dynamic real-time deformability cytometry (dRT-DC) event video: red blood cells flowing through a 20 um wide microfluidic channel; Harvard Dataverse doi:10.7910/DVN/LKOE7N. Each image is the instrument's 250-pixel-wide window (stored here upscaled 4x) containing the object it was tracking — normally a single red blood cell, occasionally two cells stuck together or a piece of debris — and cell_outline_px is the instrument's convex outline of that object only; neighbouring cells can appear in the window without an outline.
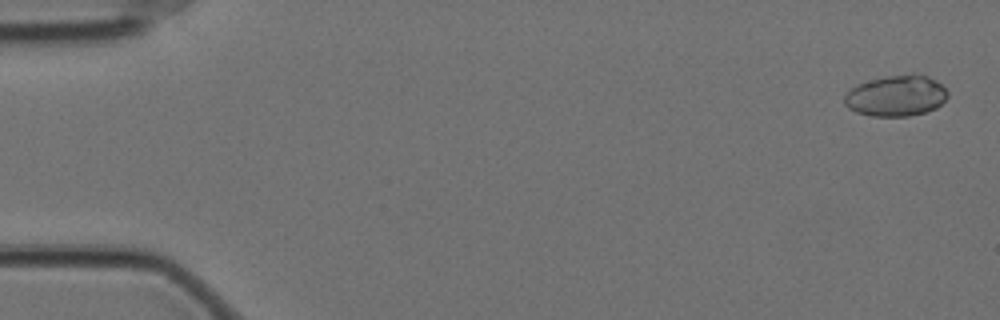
{"species": "Egyptian fruit bat (a non-hibernating species)", "species_latin": "Rousettus aegyptiacus", "temperature_condition": "cold", "stored_images_in_passage": 58, "camera_frame_rate_fps": 3000, "um_per_image_px": 0.085, "animal": {"sex": "female"}, "frame": {"image": 1, "passage_image": 2, "time_ms": 0.333, "image_size_px": [1000, 320], "cell_outline_px": [[948, 96], [936, 108], [924, 112], [908, 116], [872, 116], [856, 112], [848, 108], [844, 104], [844, 96], [856, 84], [884, 76], [912, 72], [928, 76], [936, 80], [948, 92]], "centroid_in_image_um": [76.17, 8.12], "position_along_channel_um": 8.8, "area_um2": 24.85}}
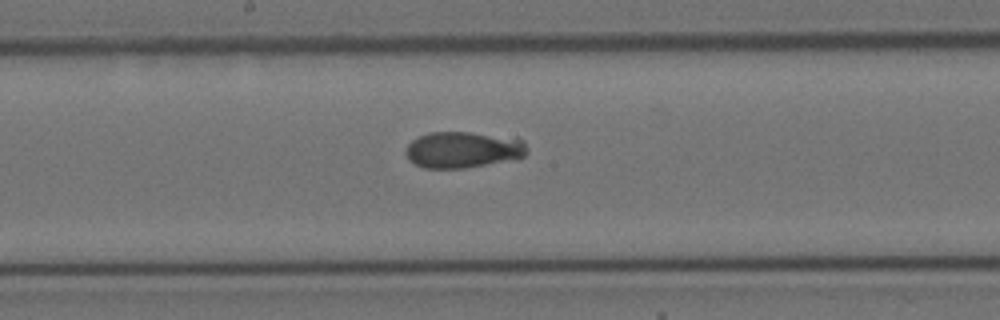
{"frame": {"image": 2, "passage_image": 31, "time_ms": 10.0, "image_size_px": [1000, 320], "cell_outline_px": [[528, 152], [524, 156], [516, 160], [464, 168], [424, 168], [408, 160], [404, 152], [408, 144], [412, 140], [428, 132], [472, 132], [516, 136], [524, 140], [528, 148]], "centroid_in_image_um": [39.43, 12.71], "position_along_channel_um": 208.8, "area_um2": 26.41}}
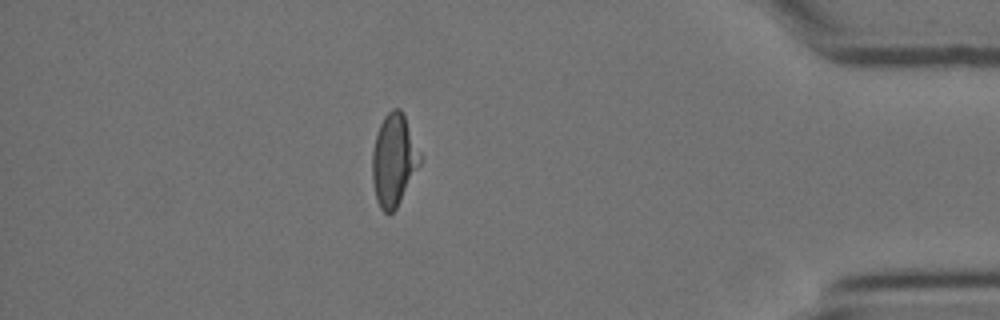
{"frame": {"image": 3, "passage_image": 51, "time_ms": 16.667, "image_size_px": [1000, 320], "cell_outline_px": [[424, 156], [420, 164], [396, 208], [388, 216], [380, 208], [376, 200], [372, 180], [372, 152], [376, 136], [380, 124], [384, 116], [392, 108], [400, 108], [404, 112]], "centroid_in_image_um": [33.5, 13.56], "position_along_channel_um": 401.7, "area_um2": 26.13}, "authors_computed_cell_mechanics": {"area_um2": 25.5476, "velocity_mm_per_s": 3.5038, "shape_relaxation_time_tau1_ms": 10.8314, "shape_relaxation_time_tau2_ms": 2.625, "deformation_change_tau1": 0.1156, "deformation_change_tau2": 0.0657}}